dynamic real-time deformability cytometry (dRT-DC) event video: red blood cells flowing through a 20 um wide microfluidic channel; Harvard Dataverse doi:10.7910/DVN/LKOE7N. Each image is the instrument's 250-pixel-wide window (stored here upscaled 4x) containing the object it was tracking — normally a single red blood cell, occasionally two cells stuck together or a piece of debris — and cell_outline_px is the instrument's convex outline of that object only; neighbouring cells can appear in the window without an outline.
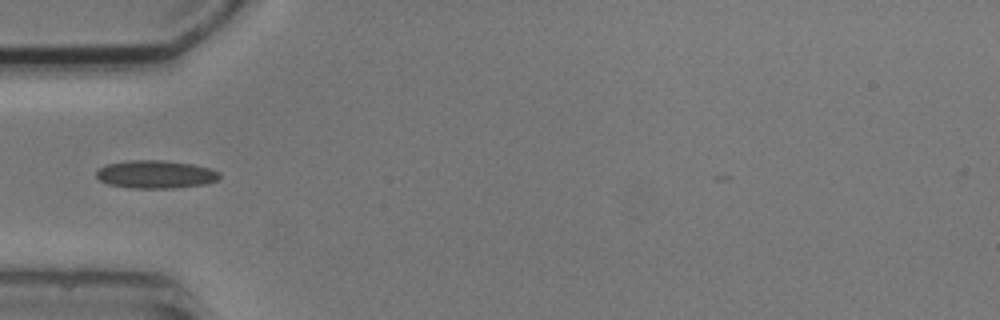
{"species": "common noctule bat (a hibernating species)", "species_latin": "Nyctalus noctula", "temperature_condition": "cold", "stored_images_in_passage": 4, "camera_frame_rate_fps": 3000, "um_per_image_px": 0.085, "animal": {"sex": "male", "body_mass_g": 20.5, "forearm_length_mm": 52.5}, "frame": {"image": 1, "passage_image": 4, "time_ms": 3.667, "image_size_px": [1000, 320], "cell_outline_px": [[220, 176], [216, 180], [204, 184], [172, 188], [132, 188], [108, 184], [100, 180], [96, 176], [96, 172], [100, 168], [108, 164], [128, 160], [164, 160], [192, 164], [212, 168], [220, 172]], "centroid_in_image_um": [13.24, 14.81], "position_along_channel_um": 71.8, "area_um2": 20.06}}